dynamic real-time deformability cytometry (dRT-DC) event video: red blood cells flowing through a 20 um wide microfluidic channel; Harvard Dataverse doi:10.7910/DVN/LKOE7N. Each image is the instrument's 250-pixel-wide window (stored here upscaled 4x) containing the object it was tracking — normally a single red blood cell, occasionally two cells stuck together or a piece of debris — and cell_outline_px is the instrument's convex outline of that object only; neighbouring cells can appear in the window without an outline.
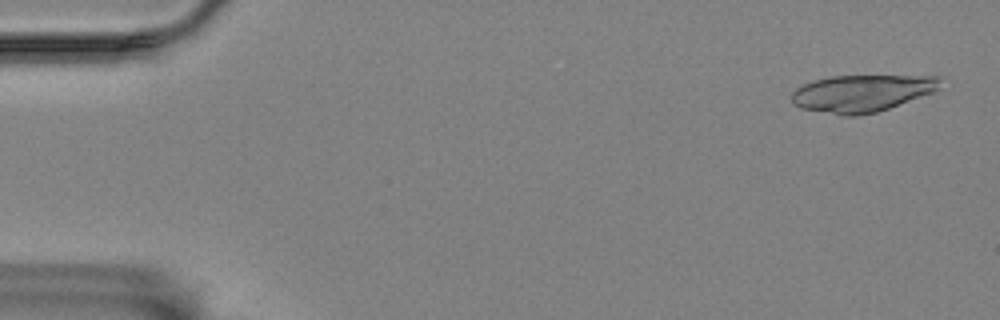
{"species": "Egyptian fruit bat (a non-hibernating species)", "species_latin": "Rousettus aegyptiacus", "temperature_condition": "room temperature", "stored_images_in_passage": 55, "camera_frame_rate_fps": 3000, "um_per_image_px": 0.085, "animal": {"sex": "female"}, "frame": {"image": 1, "passage_image": 2, "time_ms": 0.333, "image_size_px": [1000, 320], "cell_outline_px": [[940, 88], [936, 92], [876, 112], [856, 116], [840, 116], [800, 108], [792, 104], [792, 92], [796, 88], [812, 80], [828, 76], [940, 76]], "centroid_in_image_um": [73.24, 7.93], "position_along_channel_um": 11.8, "area_um2": 32.37}}
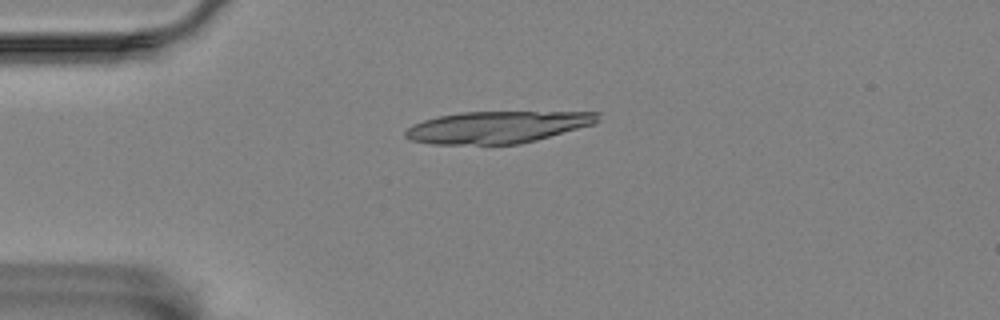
{"frame": {"image": 2, "passage_image": 13, "time_ms": 4.0, "image_size_px": [1000, 320], "cell_outline_px": [[600, 120], [596, 124], [536, 140], [520, 144], [432, 144], [412, 140], [404, 136], [404, 132], [412, 124], [424, 120], [440, 116], [460, 112], [600, 112]], "centroid_in_image_um": [42.31, 10.8], "position_along_channel_um": 42.7, "area_um2": 35.84}}